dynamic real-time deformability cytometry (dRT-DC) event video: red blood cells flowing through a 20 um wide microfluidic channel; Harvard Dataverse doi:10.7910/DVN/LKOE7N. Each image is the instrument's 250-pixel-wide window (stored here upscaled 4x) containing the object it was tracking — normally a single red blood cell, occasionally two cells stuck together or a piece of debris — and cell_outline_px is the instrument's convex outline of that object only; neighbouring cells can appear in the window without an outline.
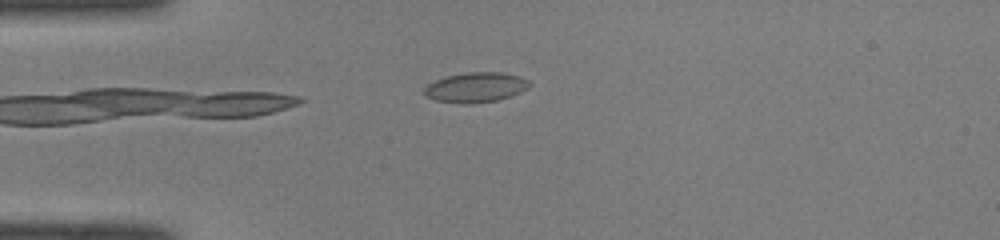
{"species": "common noctule bat (a hibernating species)", "species_latin": "Nyctalus noctula", "temperature_condition": "room temperature", "stored_images_in_passage": 38, "camera_frame_rate_fps": 3000, "um_per_image_px": 0.085, "animal": {"sex": "male", "body_mass_g": 19.0, "forearm_length_mm": 50.8}, "frame": {"image": 1, "passage_image": 1, "time_ms": 0.0, "image_size_px": [1000, 240], "cell_outline_px": [[532, 84], [528, 88], [512, 96], [496, 100], [472, 104], [460, 104], [436, 100], [428, 96], [424, 92], [424, 88], [428, 84], [436, 80], [448, 76], [468, 72], [500, 72], [520, 76], [528, 80]], "centroid_in_image_um": [40.47, 7.43], "position_along_channel_um": 44.5, "area_um2": 18.32}}
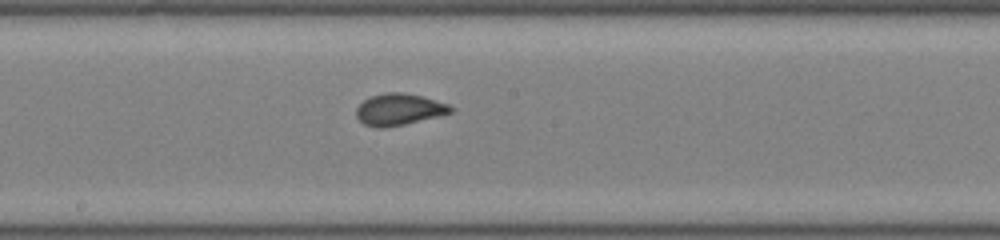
{"frame": {"image": 2, "passage_image": 15, "time_ms": 4.667, "image_size_px": [1000, 240], "cell_outline_px": [[456, 108], [452, 112], [404, 124], [384, 128], [376, 128], [364, 124], [356, 116], [356, 108], [364, 100], [372, 96], [388, 92], [404, 92], [424, 96], [448, 104]], "centroid_in_image_um": [33.92, 9.29], "position_along_channel_um": 214.3, "area_um2": 17.34}}
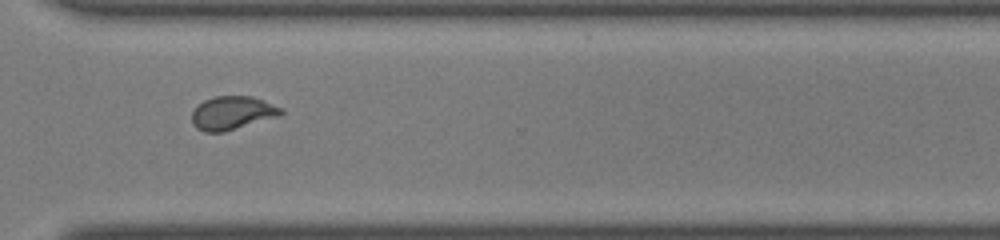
{"frame": {"image": 3, "passage_image": 25, "time_ms": 8.0, "image_size_px": [1000, 240], "cell_outline_px": [[284, 112], [280, 116], [224, 132], [204, 132], [196, 128], [192, 124], [192, 112], [204, 100], [216, 96], [252, 96], [284, 108]], "centroid_in_image_um": [19.77, 9.61], "position_along_channel_um": 350.8, "area_um2": 17.46}, "authors_computed_cell_mechanics": {"area_um2": 17.34, "velocity_mm_per_s": 4.0755, "shape_relaxation_time_tau1_ms": null, "shape_relaxation_time_tau2_ms": 0.9559, "deformation_change_tau1": null, "deformation_change_tau2": 0.0479}}